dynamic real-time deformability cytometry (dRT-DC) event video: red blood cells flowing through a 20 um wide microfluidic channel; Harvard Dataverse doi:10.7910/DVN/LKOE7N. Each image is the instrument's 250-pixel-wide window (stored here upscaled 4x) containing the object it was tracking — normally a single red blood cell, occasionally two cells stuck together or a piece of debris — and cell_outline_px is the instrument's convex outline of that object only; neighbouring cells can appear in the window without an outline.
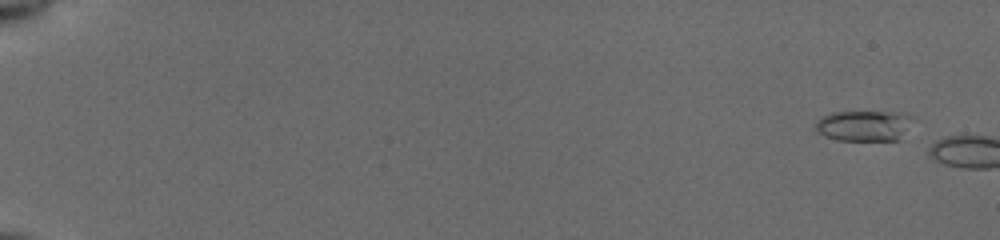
{"species": "common noctule bat (a hibernating species)", "species_latin": "Nyctalus noctula", "temperature_condition": "cold", "stored_images_in_passage": 6, "camera_frame_rate_fps": 3000, "um_per_image_px": 0.085, "animal": {"sex": "female", "body_mass_g": 19.5, "forearm_length_mm": 54.1}, "frame": {"image": 1, "passage_image": 4, "time_ms": 1.0, "image_size_px": [1000, 240], "cell_outline_px": [[916, 120], [900, 140], [836, 140], [824, 136], [816, 132], [816, 120], [832, 112], [904, 112], [916, 116]], "centroid_in_image_um": [73.53, 10.68], "position_along_channel_um": 11.5, "area_um2": 17.92}}